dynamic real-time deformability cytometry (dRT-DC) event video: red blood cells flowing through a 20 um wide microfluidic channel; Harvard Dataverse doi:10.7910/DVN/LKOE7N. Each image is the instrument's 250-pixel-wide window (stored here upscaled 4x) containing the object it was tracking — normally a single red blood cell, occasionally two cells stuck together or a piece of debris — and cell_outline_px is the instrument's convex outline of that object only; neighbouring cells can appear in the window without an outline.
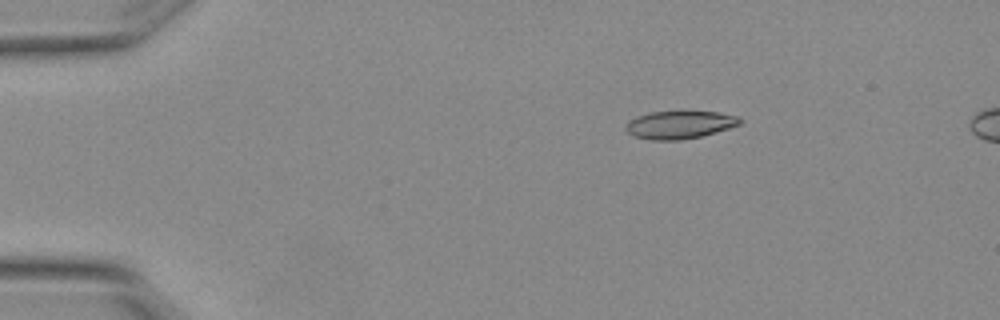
{"species": "Egyptian fruit bat (a non-hibernating species)", "species_latin": "Rousettus aegyptiacus", "temperature_condition": "warm", "stored_images_in_passage": 5, "camera_frame_rate_fps": 3000, "um_per_image_px": 0.085, "animal": {"sex": "female"}, "frame": {"image": 1, "passage_image": 3, "time_ms": 0.667, "image_size_px": [1000, 320], "cell_outline_px": [[744, 120], [740, 124], [728, 128], [700, 136], [680, 140], [652, 140], [636, 136], [628, 132], [624, 128], [628, 120], [636, 116], [652, 112], [716, 112], [740, 116]], "centroid_in_image_um": [57.77, 10.6], "position_along_channel_um": 27.2, "area_um2": 18.32}}